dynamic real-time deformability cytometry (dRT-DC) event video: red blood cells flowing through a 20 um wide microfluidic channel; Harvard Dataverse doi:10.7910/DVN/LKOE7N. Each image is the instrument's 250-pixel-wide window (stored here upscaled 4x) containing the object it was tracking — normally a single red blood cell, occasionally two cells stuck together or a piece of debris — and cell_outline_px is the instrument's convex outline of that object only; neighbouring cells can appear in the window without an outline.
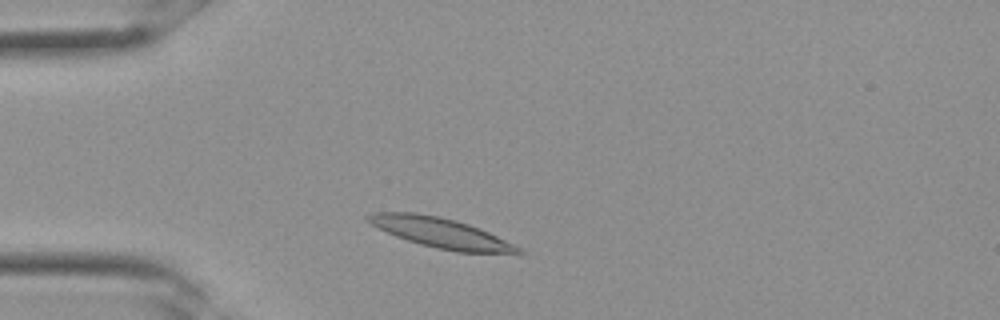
{"species": "Egyptian fruit bat (a non-hibernating species)", "species_latin": "Rousettus aegyptiacus", "temperature_condition": "room temperature", "stored_images_in_passage": 25, "camera_frame_rate_fps": 3000, "um_per_image_px": 0.085, "frame": {"image": 1, "passage_image": 1, "time_ms": 0.0, "image_size_px": [1000, 320], "cell_outline_px": [[524, 252], [520, 256], [456, 252], [436, 248], [420, 244], [396, 236], [364, 220], [364, 216], [372, 212], [416, 212], [456, 220], [468, 224], [488, 232], [520, 248]], "centroid_in_image_um": [37.55, 19.83], "position_along_channel_um": 47.5, "area_um2": 26.59}}
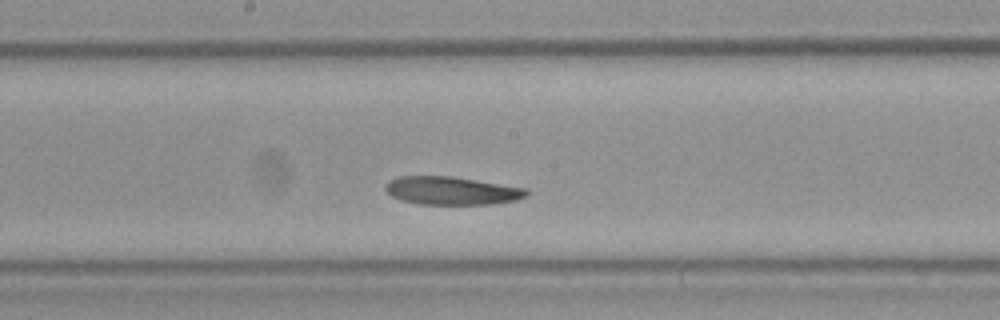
{"frame": {"image": 2, "passage_image": 10, "time_ms": 3.0, "image_size_px": [1000, 320], "cell_outline_px": [[528, 196], [516, 200], [492, 204], [420, 204], [404, 200], [392, 196], [384, 188], [384, 184], [388, 180], [400, 176], [452, 176], [528, 188]], "centroid_in_image_um": [38.41, 16.2], "position_along_channel_um": 209.8, "area_um2": 23.18}}
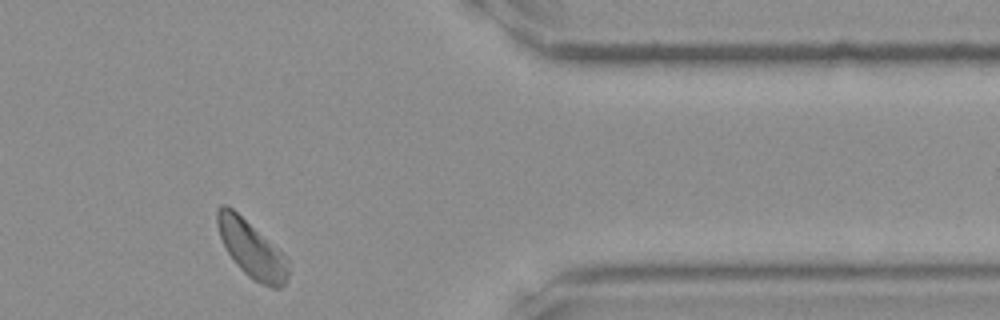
{"frame": {"image": 3, "passage_image": 20, "time_ms": 6.333, "image_size_px": [1000, 320], "cell_outline_px": [[288, 276], [284, 284], [280, 288], [272, 288], [256, 280], [244, 272], [236, 264], [228, 252], [220, 236], [216, 224], [216, 208], [220, 204], [224, 204], [232, 208], [288, 256]], "centroid_in_image_um": [21.38, 21.14], "position_along_channel_um": 390.0, "area_um2": 23.29}}